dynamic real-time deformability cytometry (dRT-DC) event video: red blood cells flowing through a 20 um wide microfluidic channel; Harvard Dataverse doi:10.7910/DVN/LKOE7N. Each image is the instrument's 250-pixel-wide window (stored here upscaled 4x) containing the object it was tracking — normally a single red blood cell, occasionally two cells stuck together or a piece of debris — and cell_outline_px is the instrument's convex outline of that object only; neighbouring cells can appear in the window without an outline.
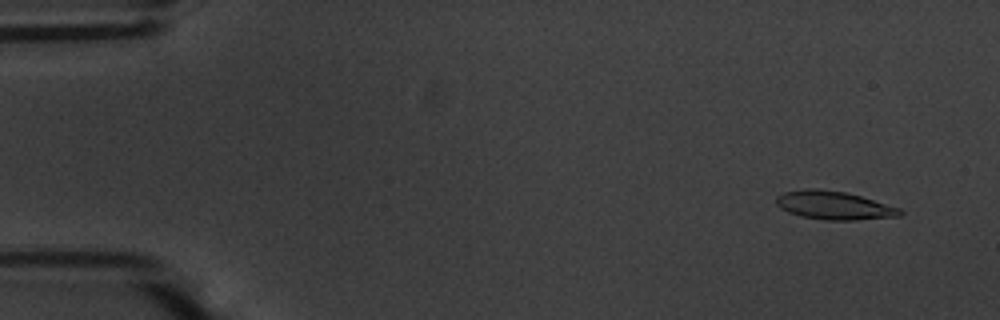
{"species": "common noctule bat (a hibernating species)", "species_latin": "Nyctalus noctula", "temperature_condition": "warm", "stored_images_in_passage": 17, "camera_frame_rate_fps": 3000, "um_per_image_px": 0.085, "animal": {"sex": "male", "body_mass_g": 20.1, "forearm_length_mm": 53.5}, "frame": {"image": 1, "passage_image": 4, "time_ms": 1.0, "image_size_px": [1000, 320], "cell_outline_px": [[904, 212], [900, 216], [856, 220], [824, 220], [804, 216], [788, 212], [780, 208], [776, 204], [776, 196], [784, 192], [804, 188], [816, 188], [844, 192], [860, 196], [900, 208]], "centroid_in_image_um": [70.87, 17.45], "position_along_channel_um": 14.1, "area_um2": 20.4}}
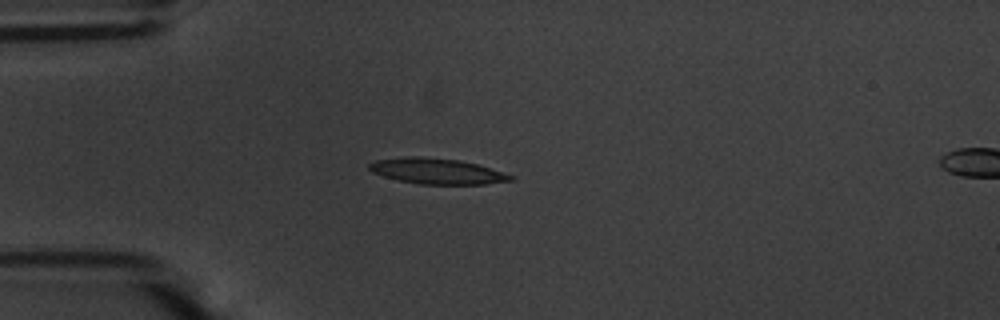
{"frame": {"image": 2, "passage_image": 15, "time_ms": 4.667, "image_size_px": [1000, 320], "cell_outline_px": [[512, 180], [484, 184], [420, 184], [400, 180], [384, 176], [372, 172], [368, 168], [368, 164], [376, 160], [404, 156], [420, 156], [460, 160], [476, 164], [512, 176]], "centroid_in_image_um": [37.06, 14.53], "position_along_channel_um": 47.9, "area_um2": 20.81}}